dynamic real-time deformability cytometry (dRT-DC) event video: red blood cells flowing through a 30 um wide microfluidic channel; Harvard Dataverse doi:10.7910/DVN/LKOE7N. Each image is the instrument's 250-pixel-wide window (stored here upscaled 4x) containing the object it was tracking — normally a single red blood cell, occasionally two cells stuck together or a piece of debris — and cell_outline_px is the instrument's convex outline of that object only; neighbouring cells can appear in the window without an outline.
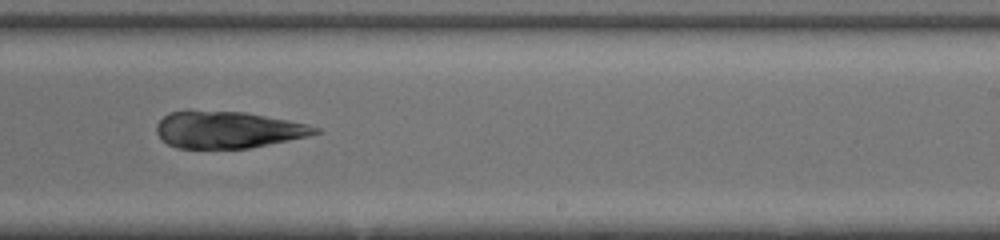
{"species": "common noctule bat (a hibernating species)", "species_latin": "Nyctalus noctula", "temperature_condition": "room temperature", "stored_images_in_passage": 49, "camera_frame_rate_fps": 3000, "um_per_image_px": 0.085, "animal": {"sex": "female", "body_mass_g": 20.0, "forearm_length_mm": 54.0}, "frame": {"image": 1, "passage_image": 33, "time_ms": 10.667, "image_size_px": [1000, 240], "cell_outline_px": [[320, 132], [308, 136], [248, 148], [176, 148], [168, 144], [156, 132], [156, 124], [168, 112], [184, 108], [244, 112], [288, 120], [308, 124], [320, 128]], "centroid_in_image_um": [19.3, 10.99], "position_along_channel_um": 269.7, "area_um2": 34.51}}